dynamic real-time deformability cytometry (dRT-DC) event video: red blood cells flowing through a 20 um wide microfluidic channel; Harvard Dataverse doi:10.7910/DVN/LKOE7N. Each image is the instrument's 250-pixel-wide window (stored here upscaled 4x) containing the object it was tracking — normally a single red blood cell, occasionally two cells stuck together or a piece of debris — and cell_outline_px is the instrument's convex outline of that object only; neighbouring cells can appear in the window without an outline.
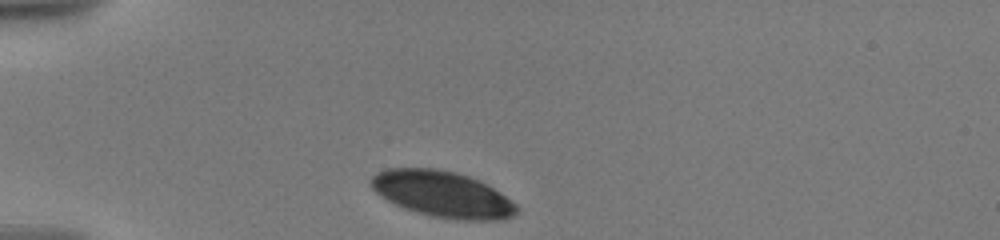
{"species": "human", "species_latin": "Homo sapiens", "temperature_condition": "warm", "stored_images_in_passage": 28, "camera_frame_rate_fps": 3000, "um_per_image_px": 0.085, "donor": {"sex": "male"}, "frame": {"image": 1, "passage_image": 1, "time_ms": 0.0, "image_size_px": [1000, 240], "cell_outline_px": [[520, 212], [504, 220], [452, 220], [432, 216], [404, 208], [380, 196], [372, 188], [368, 180], [376, 172], [384, 168], [436, 168], [456, 172], [468, 176], [492, 188], [512, 200], [520, 208]], "centroid_in_image_um": [37.6, 16.51], "position_along_channel_um": 47.4, "area_um2": 39.3}}
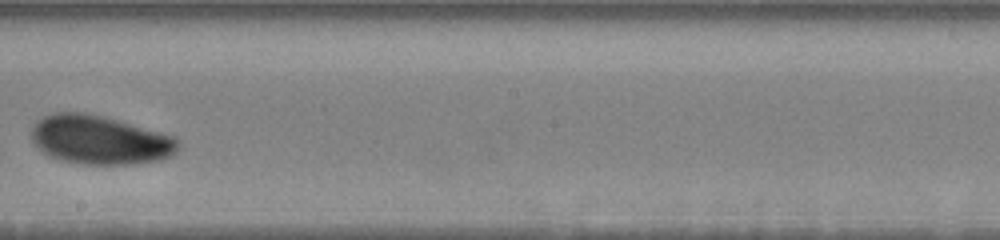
{"frame": {"image": 2, "passage_image": 11, "time_ms": 6.333, "image_size_px": [1000, 240], "cell_outline_px": [[180, 148], [172, 156], [160, 160], [132, 164], [80, 164], [56, 160], [40, 152], [32, 144], [28, 132], [36, 120], [52, 112], [88, 112], [104, 116], [172, 136], [180, 140]], "centroid_in_image_um": [8.39, 11.9], "position_along_channel_um": 239.8, "area_um2": 42.66}}
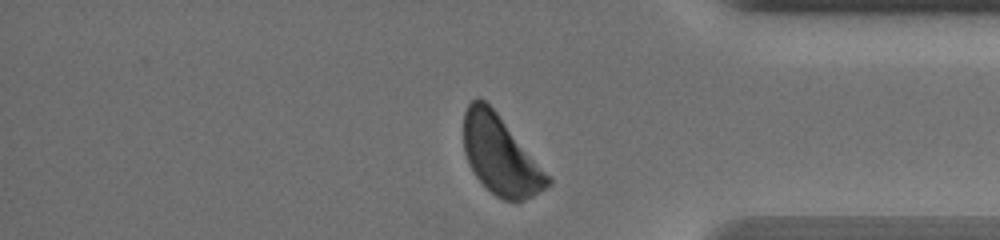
{"frame": {"image": 3, "passage_image": 24, "time_ms": 11.0, "image_size_px": [1000, 240], "cell_outline_px": [[552, 184], [532, 196], [524, 200], [504, 200], [496, 196], [476, 176], [468, 164], [464, 152], [464, 112], [468, 104], [476, 96], [480, 96], [496, 112], [552, 180]], "centroid_in_image_um": [42.5, 13.19], "position_along_channel_um": 392.7, "area_um2": 37.74}, "authors_computed_cell_mechanics": {"area_um2": 40.171, "velocity_mm_per_s": 3.5249, "shape_relaxation_time_tau1_ms": 1.189, "shape_relaxation_time_tau2_ms": null, "deformation_change_tau1": 0.0725, "deformation_change_tau2": null}}